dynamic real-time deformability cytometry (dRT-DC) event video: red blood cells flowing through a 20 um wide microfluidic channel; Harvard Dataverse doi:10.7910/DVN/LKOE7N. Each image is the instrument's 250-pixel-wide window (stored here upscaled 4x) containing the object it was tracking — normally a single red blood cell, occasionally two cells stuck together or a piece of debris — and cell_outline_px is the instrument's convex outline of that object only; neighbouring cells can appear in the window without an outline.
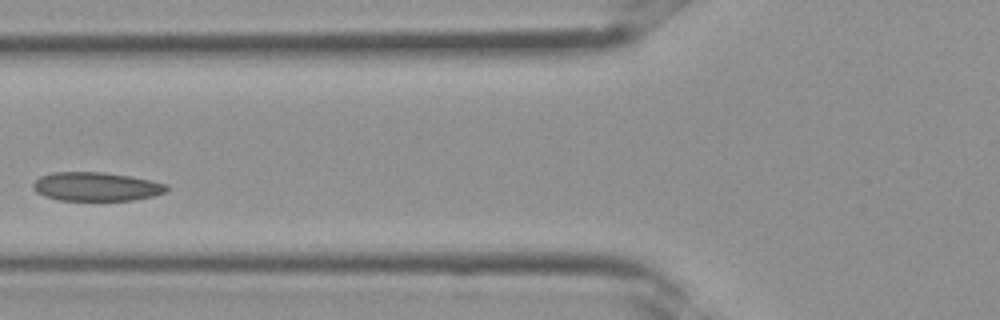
{"species": "Egyptian fruit bat (a non-hibernating species)", "species_latin": "Rousettus aegyptiacus", "temperature_condition": "room temperature", "stored_images_in_passage": 28, "camera_frame_rate_fps": 3000, "um_per_image_px": 0.085, "frame": {"image": 1, "passage_image": 7, "time_ms": 2.0, "image_size_px": [1000, 320], "cell_outline_px": [[168, 188], [164, 192], [156, 196], [132, 200], [60, 200], [44, 196], [36, 192], [32, 188], [32, 184], [40, 176], [52, 172], [104, 172], [128, 176], [168, 184]], "centroid_in_image_um": [8.15, 15.86], "position_along_channel_um": 117.6, "area_um2": 22.37}}
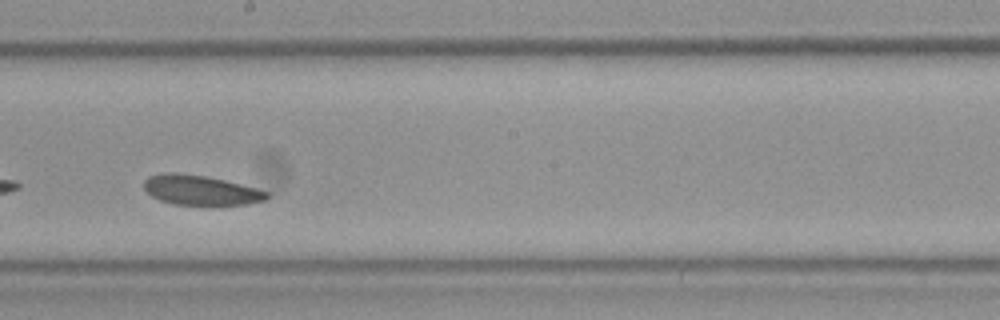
{"frame": {"image": 2, "passage_image": 13, "time_ms": 4.0, "image_size_px": [1000, 320], "cell_outline_px": [[268, 196], [264, 200], [248, 204], [176, 204], [160, 200], [152, 196], [144, 188], [144, 180], [148, 176], [164, 172], [176, 172], [204, 176], [224, 180], [256, 188], [268, 192]], "centroid_in_image_um": [17.01, 16.14], "position_along_channel_um": 231.2, "area_um2": 20.98}}
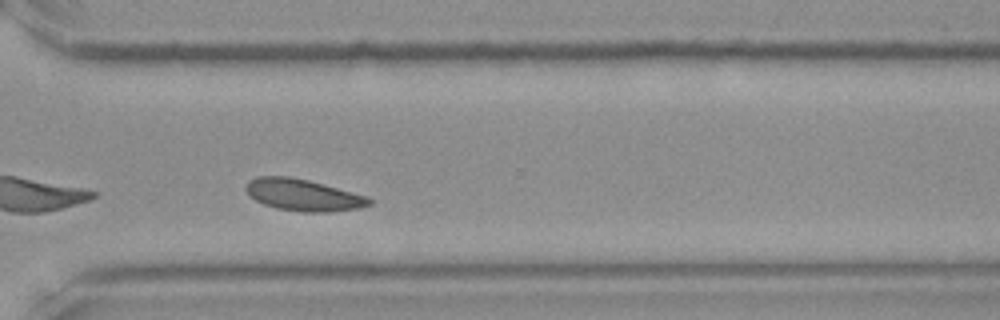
{"frame": {"image": 3, "passage_image": 19, "time_ms": 6.0, "image_size_px": [1000, 320], "cell_outline_px": [[372, 204], [360, 208], [328, 212], [300, 212], [276, 208], [264, 204], [256, 200], [244, 188], [248, 180], [256, 176], [288, 176], [308, 180], [324, 184], [368, 196], [372, 200]], "centroid_in_image_um": [25.78, 16.57], "position_along_channel_um": 344.8, "area_um2": 22.89}}